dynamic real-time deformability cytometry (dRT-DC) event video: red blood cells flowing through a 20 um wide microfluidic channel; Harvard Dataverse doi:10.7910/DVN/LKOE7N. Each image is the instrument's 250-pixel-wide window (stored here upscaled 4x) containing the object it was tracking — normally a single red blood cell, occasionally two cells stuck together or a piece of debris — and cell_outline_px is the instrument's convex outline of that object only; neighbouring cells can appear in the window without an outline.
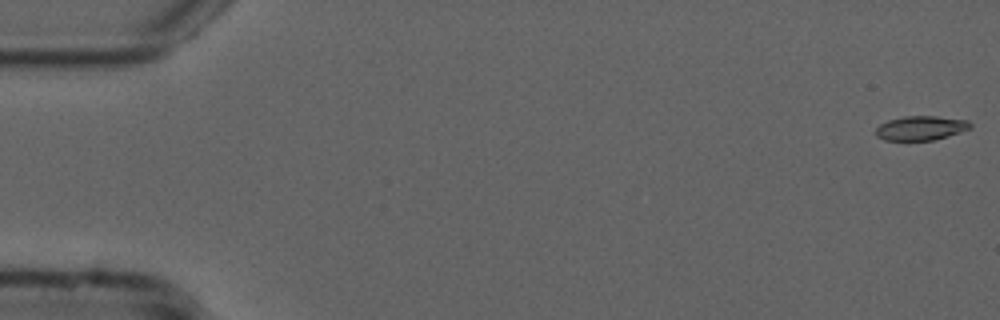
{"species": "common noctule bat (a hibernating species)", "species_latin": "Nyctalus noctula", "temperature_condition": "cold", "stored_images_in_passage": 54, "camera_frame_rate_fps": 3000, "um_per_image_px": 0.085, "animal": {"sex": "male", "forearm_length_mm": 52.5}, "frame": {"image": 1, "passage_image": 1, "time_ms": 0.0, "image_size_px": [1000, 320], "cell_outline_px": [[972, 128], [948, 136], [932, 140], [884, 140], [876, 136], [876, 128], [880, 124], [888, 120], [904, 116], [936, 116], [968, 120], [972, 124]], "centroid_in_image_um": [78.28, 10.88], "position_along_channel_um": 6.7, "area_um2": 13.41}}
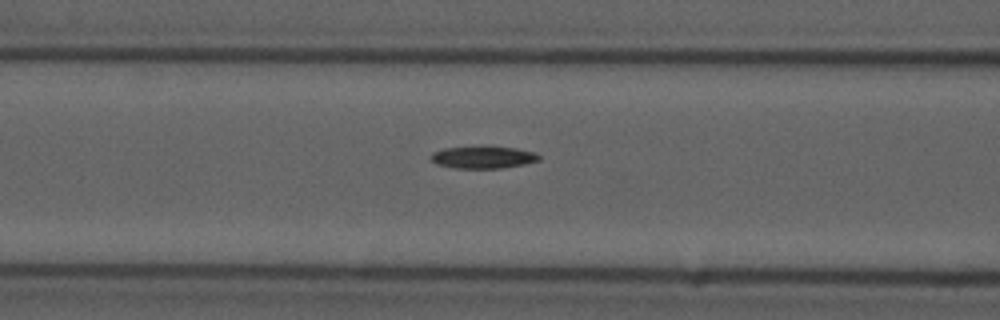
{"frame": {"image": 2, "passage_image": 22, "time_ms": 7.0, "image_size_px": [1000, 320], "cell_outline_px": [[540, 160], [524, 164], [500, 168], [452, 168], [436, 164], [432, 160], [432, 152], [444, 148], [480, 144], [516, 148], [532, 152], [540, 156]], "centroid_in_image_um": [41.03, 13.33], "position_along_channel_um": 125.6, "area_um2": 14.45}}
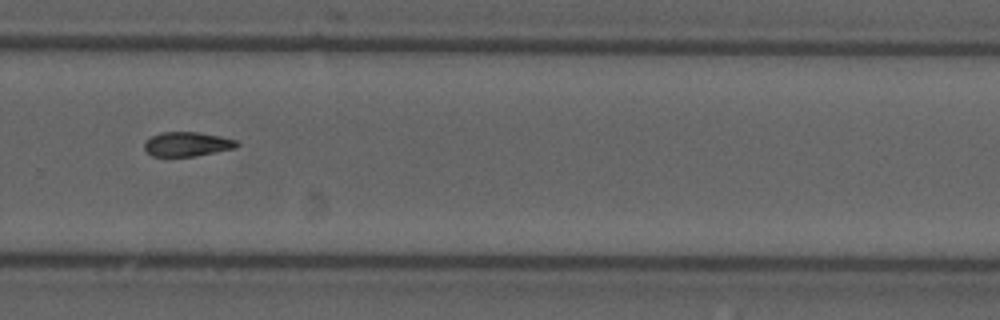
{"frame": {"image": 3, "passage_image": 37, "time_ms": 12.0, "image_size_px": [1000, 320], "cell_outline_px": [[240, 144], [236, 148], [196, 156], [152, 156], [144, 148], [144, 144], [152, 136], [160, 132], [196, 132], [220, 136], [236, 140]], "centroid_in_image_um": [15.93, 12.25], "position_along_channel_um": 313.9, "area_um2": 13.06}}